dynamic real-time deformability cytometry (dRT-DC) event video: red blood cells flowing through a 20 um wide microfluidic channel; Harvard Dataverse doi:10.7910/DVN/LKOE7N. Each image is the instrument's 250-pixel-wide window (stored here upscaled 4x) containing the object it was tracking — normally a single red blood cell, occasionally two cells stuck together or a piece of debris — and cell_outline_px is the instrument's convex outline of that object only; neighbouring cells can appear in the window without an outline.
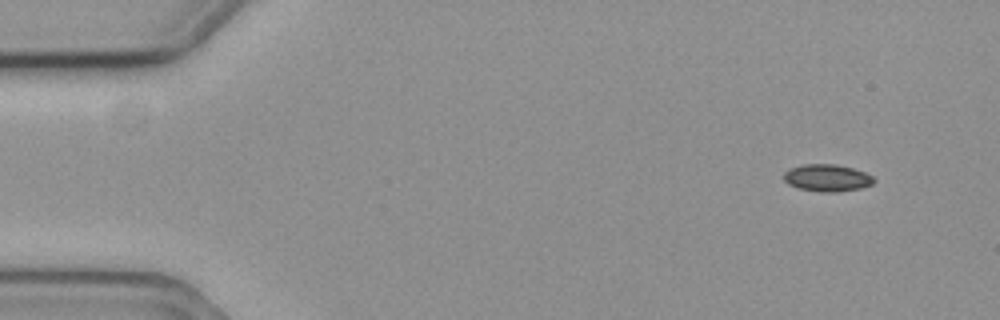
{"species": "common noctule bat (a hibernating species)", "species_latin": "Nyctalus noctula", "temperature_condition": "cold", "stored_images_in_passage": 55, "camera_frame_rate_fps": 3000, "um_per_image_px": 0.085, "animal": {"sex": "female", "body_mass_g": 19.3, "forearm_length_mm": 54.1}, "frame": {"image": 1, "passage_image": 1, "time_ms": 0.0, "image_size_px": [1000, 320], "cell_outline_px": [[876, 180], [872, 184], [860, 188], [836, 192], [820, 192], [796, 188], [788, 184], [784, 180], [784, 172], [788, 168], [804, 164], [836, 164], [852, 168], [864, 172], [872, 176]], "centroid_in_image_um": [70.27, 15.12], "position_along_channel_um": 14.7, "area_um2": 14.33}}
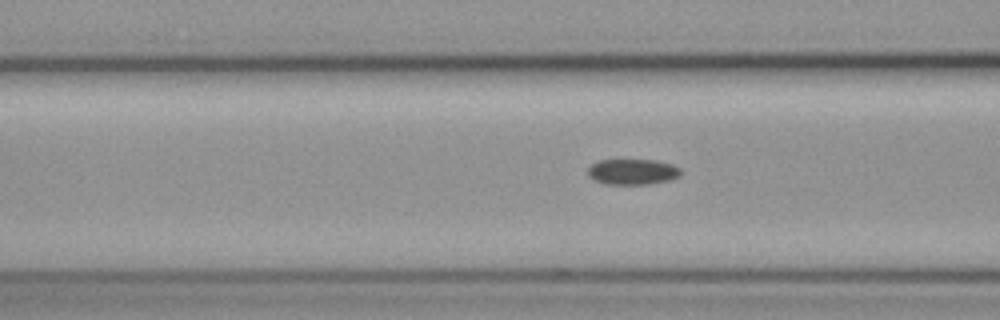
{"frame": {"image": 2, "passage_image": 19, "time_ms": 6.0, "image_size_px": [1000, 320], "cell_outline_px": [[680, 176], [668, 180], [648, 184], [608, 184], [596, 180], [588, 176], [588, 168], [592, 164], [600, 160], [656, 160], [672, 164], [680, 168]], "centroid_in_image_um": [53.78, 14.59], "position_along_channel_um": 112.8, "area_um2": 13.76}}
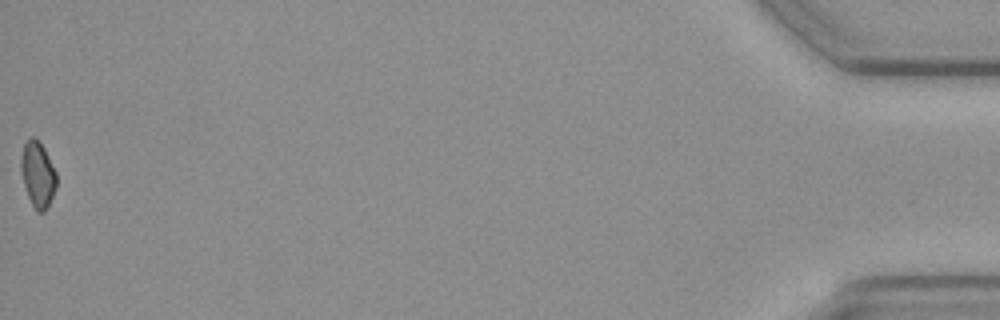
{"frame": {"image": 3, "passage_image": 55, "time_ms": 18.0, "image_size_px": [1000, 320], "cell_outline_px": [[56, 188], [44, 212], [36, 212], [28, 196], [20, 172], [20, 160], [24, 144], [32, 136], [44, 148], [56, 172]], "centroid_in_image_um": [3.19, 14.84], "position_along_channel_um": 432.0, "area_um2": 13.35}, "authors_computed_cell_mechanics": {"area_um2": 13.9876, "velocity_mm_per_s": 3.5584, "shape_relaxation_time_tau1_ms": 3.905, "shape_relaxation_time_tau2_ms": null, "deformation_change_tau1": 0.0634, "deformation_change_tau2": null}}